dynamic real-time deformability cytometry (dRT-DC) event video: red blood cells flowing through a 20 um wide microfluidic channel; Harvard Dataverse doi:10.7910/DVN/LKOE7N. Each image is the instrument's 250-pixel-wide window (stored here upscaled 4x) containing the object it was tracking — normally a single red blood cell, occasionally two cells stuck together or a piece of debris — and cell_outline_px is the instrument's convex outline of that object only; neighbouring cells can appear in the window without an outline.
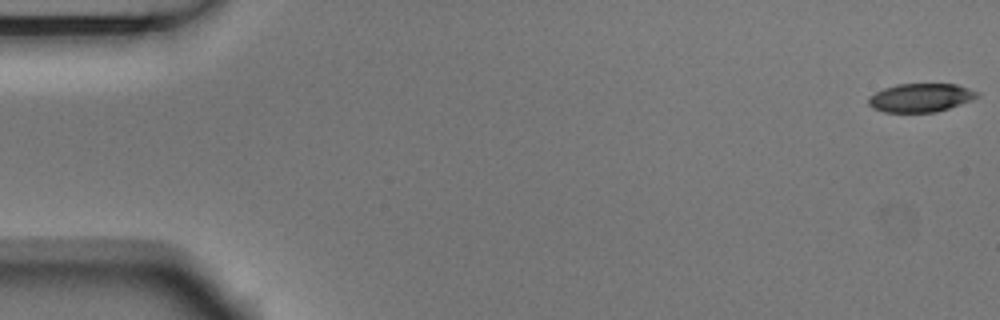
{"species": "Egyptian fruit bat (a non-hibernating species)", "species_latin": "Rousettus aegyptiacus", "temperature_condition": "room temperature", "stored_images_in_passage": 5, "camera_frame_rate_fps": 3000, "um_per_image_px": 0.085, "animal": {"sex": "male"}, "frame": {"image": 1, "passage_image": 1, "time_ms": 0.0, "image_size_px": [1000, 320], "cell_outline_px": [[980, 96], [960, 104], [936, 112], [884, 112], [872, 108], [868, 104], [868, 96], [884, 88], [896, 84], [956, 84], [980, 92]], "centroid_in_image_um": [78.24, 8.3], "position_along_channel_um": 6.8, "area_um2": 18.09}}
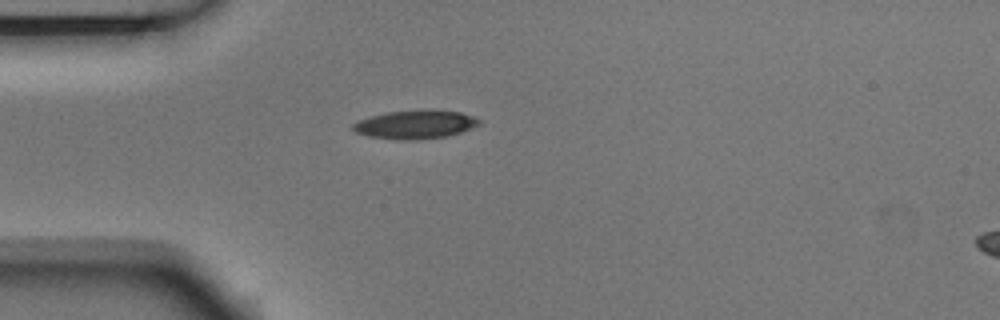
{"frame": {"image": 2, "passage_image": 5, "time_ms": 1.333, "image_size_px": [1000, 320], "cell_outline_px": [[480, 124], [472, 128], [448, 136], [416, 140], [400, 140], [368, 136], [356, 132], [352, 128], [352, 124], [360, 120], [372, 116], [388, 112], [460, 112], [472, 116], [480, 120]], "centroid_in_image_um": [35.28, 10.63], "position_along_channel_um": 49.7, "area_um2": 20.11}}